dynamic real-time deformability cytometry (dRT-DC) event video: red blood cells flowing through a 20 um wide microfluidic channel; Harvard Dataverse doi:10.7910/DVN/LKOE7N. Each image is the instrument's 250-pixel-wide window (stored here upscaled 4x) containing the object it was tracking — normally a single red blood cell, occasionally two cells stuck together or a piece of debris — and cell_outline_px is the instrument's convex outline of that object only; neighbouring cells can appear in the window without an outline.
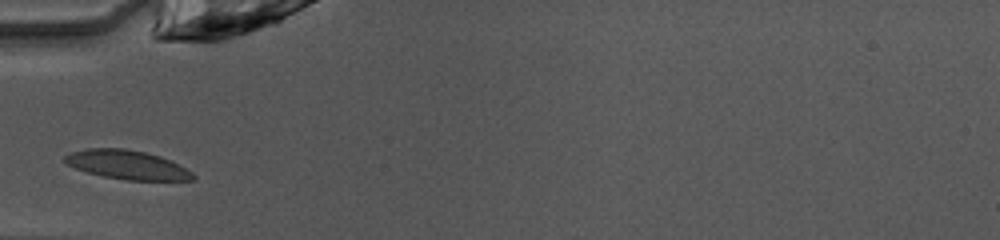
{"species": "common noctule bat (a hibernating species)", "species_latin": "Nyctalus noctula", "temperature_condition": "warm", "stored_images_in_passage": 9, "camera_frame_rate_fps": 3000, "um_per_image_px": 0.085, "animal": {"sex": "female", "body_mass_g": 10.0, "forearm_length_mm": 53.1}, "frame": {"image": 1, "passage_image": 1, "time_ms": 0.0, "image_size_px": [1000, 240], "cell_outline_px": [[196, 180], [128, 180], [104, 176], [88, 172], [76, 168], [68, 164], [64, 160], [64, 156], [72, 152], [88, 148], [124, 148], [144, 152], [160, 156], [192, 172], [196, 176]], "centroid_in_image_um": [10.81, 14.0], "position_along_channel_um": 74.2, "area_um2": 21.27}}